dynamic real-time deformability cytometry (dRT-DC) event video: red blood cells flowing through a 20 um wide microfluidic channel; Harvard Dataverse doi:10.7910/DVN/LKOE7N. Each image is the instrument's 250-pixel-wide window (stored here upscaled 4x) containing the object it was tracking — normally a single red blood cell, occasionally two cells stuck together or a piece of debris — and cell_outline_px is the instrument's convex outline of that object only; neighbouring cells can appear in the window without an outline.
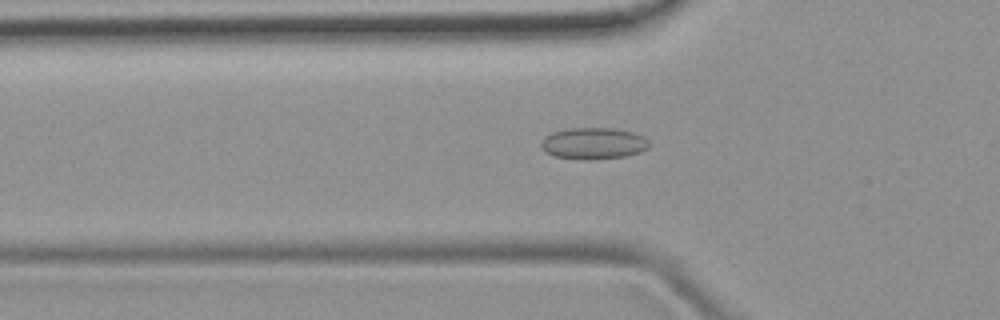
{"species": "common noctule bat (a hibernating species)", "species_latin": "Nyctalus noctula", "temperature_condition": "room temperature", "stored_images_in_passage": 47, "camera_frame_rate_fps": 3000, "um_per_image_px": 0.085, "animal": {"sex": "female", "body_mass_g": 19.9}, "frame": {"image": 1, "passage_image": 15, "time_ms": 4.667, "image_size_px": [1000, 320], "cell_outline_px": [[648, 148], [640, 152], [624, 156], [588, 160], [584, 160], [556, 156], [544, 152], [540, 148], [540, 144], [544, 136], [552, 132], [568, 128], [612, 128], [632, 132], [644, 136], [648, 140]], "centroid_in_image_um": [50.4, 12.18], "position_along_channel_um": 75.4, "area_um2": 19.94}}
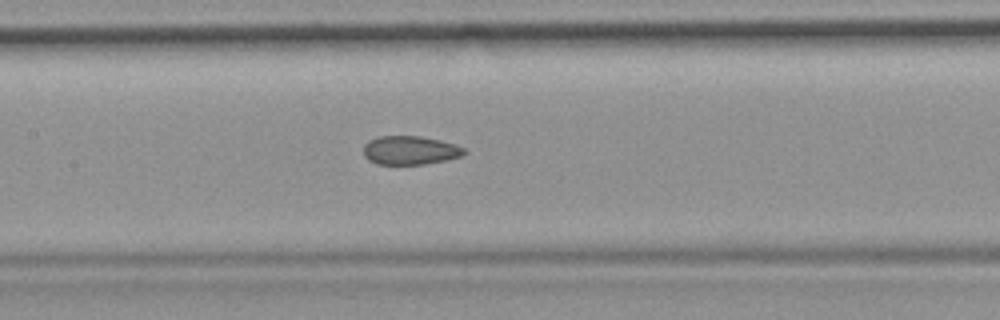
{"frame": {"image": 2, "passage_image": 22, "time_ms": 7.0, "image_size_px": [1000, 320], "cell_outline_px": [[468, 152], [460, 156], [448, 160], [424, 164], [376, 164], [368, 160], [364, 156], [364, 144], [368, 140], [376, 136], [420, 136], [440, 140], [464, 148]], "centroid_in_image_um": [34.83, 12.77], "position_along_channel_um": 172.6, "area_um2": 16.94}}
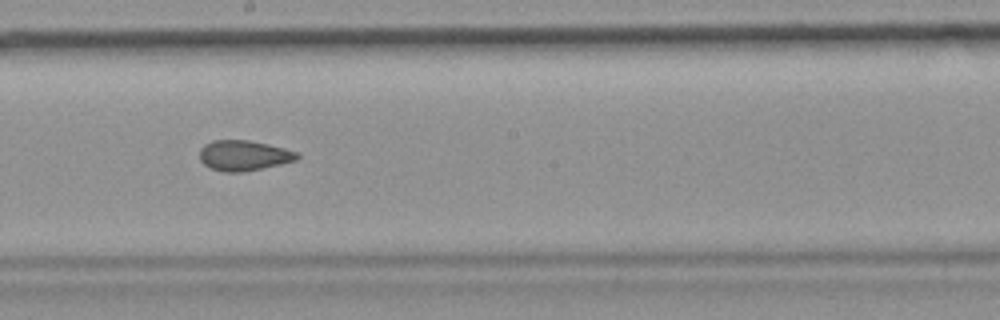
{"frame": {"image": 3, "passage_image": 26, "time_ms": 8.333, "image_size_px": [1000, 320], "cell_outline_px": [[300, 156], [296, 160], [280, 164], [244, 172], [224, 172], [212, 168], [204, 164], [200, 160], [200, 148], [204, 144], [212, 140], [248, 140], [268, 144], [284, 148], [296, 152]], "centroid_in_image_um": [20.7, 13.21], "position_along_channel_um": 227.5, "area_um2": 17.17}}